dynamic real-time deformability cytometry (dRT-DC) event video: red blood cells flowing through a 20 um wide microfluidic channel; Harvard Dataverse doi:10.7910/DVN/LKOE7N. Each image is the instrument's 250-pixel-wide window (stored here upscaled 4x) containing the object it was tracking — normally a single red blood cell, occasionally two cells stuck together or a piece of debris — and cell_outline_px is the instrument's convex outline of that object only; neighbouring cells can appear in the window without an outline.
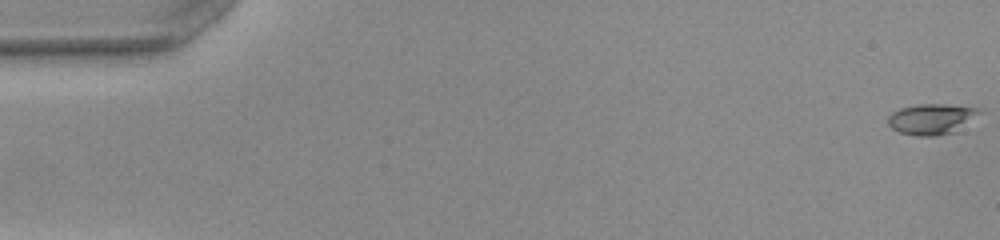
{"species": "common noctule bat (a hibernating species)", "species_latin": "Nyctalus noctula", "temperature_condition": "warm", "stored_images_in_passage": 50, "camera_frame_rate_fps": 3000, "um_per_image_px": 0.085, "animal": {"sex": "female", "body_mass_g": 22.0, "forearm_length_mm": 56.7}, "frame": {"image": 1, "passage_image": 1, "time_ms": 0.0, "image_size_px": [1000, 240], "cell_outline_px": [[984, 112], [952, 132], [936, 136], [916, 136], [900, 132], [892, 128], [888, 124], [888, 116], [892, 112], [900, 108], [920, 104], [940, 104], [976, 108]], "centroid_in_image_um": [79.15, 10.12], "position_along_channel_um": 5.9, "area_um2": 16.07}}
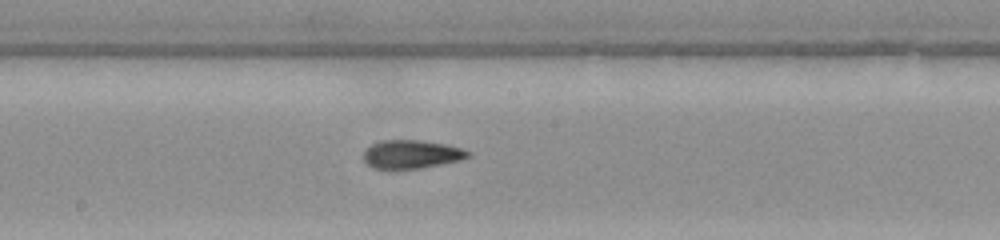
{"frame": {"image": 2, "passage_image": 28, "time_ms": 9.0, "image_size_px": [1000, 240], "cell_outline_px": [[472, 156], [460, 160], [420, 168], [372, 168], [364, 160], [364, 152], [372, 144], [380, 140], [420, 140], [444, 144], [460, 148], [472, 152]], "centroid_in_image_um": [35.0, 13.1], "position_along_channel_um": 213.2, "area_um2": 17.11}}
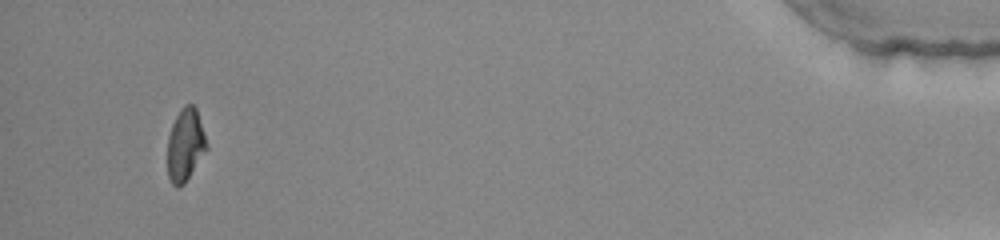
{"frame": {"image": 3, "passage_image": 49, "time_ms": 16.0, "image_size_px": [1000, 240], "cell_outline_px": [[208, 148], [184, 184], [176, 188], [172, 184], [168, 176], [168, 136], [172, 124], [180, 108], [184, 104], [192, 104], [196, 108], [208, 144]], "centroid_in_image_um": [15.75, 12.31], "position_along_channel_um": 419.4, "area_um2": 16.59}}